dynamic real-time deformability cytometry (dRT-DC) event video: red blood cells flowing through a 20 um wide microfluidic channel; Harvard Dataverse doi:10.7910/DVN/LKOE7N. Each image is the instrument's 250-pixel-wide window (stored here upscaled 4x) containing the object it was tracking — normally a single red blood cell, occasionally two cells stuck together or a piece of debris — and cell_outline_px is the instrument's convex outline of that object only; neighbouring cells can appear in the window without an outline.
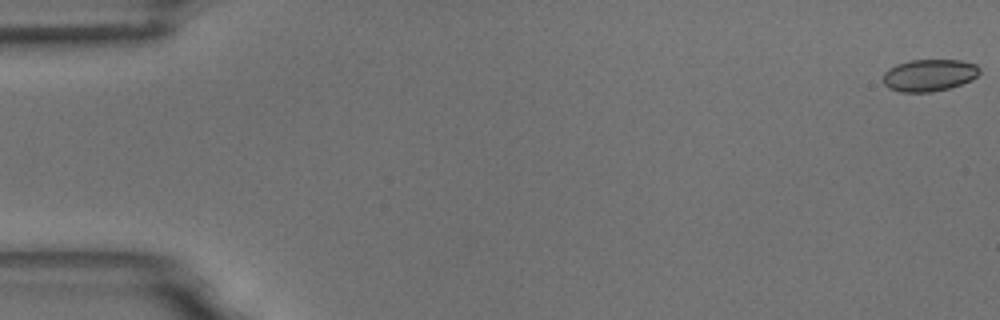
{"species": "common noctule bat (a hibernating species)", "species_latin": "Nyctalus noctula", "temperature_condition": "room temperature", "stored_images_in_passage": 16, "camera_frame_rate_fps": 3000, "um_per_image_px": 0.085, "animal": {"sex": "male", "body_mass_g": 18.8}, "frame": {"image": 1, "passage_image": 1, "time_ms": 0.0, "image_size_px": [1000, 320], "cell_outline_px": [[980, 72], [972, 80], [948, 88], [932, 92], [900, 92], [888, 88], [880, 80], [884, 72], [888, 68], [896, 64], [912, 60], [960, 60], [976, 64], [980, 68]], "centroid_in_image_um": [78.93, 6.39], "position_along_channel_um": 6.1, "area_um2": 18.21}}
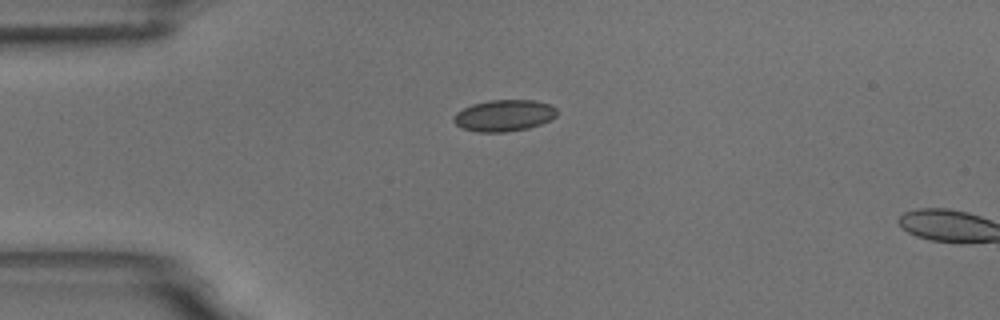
{"frame": {"image": 2, "passage_image": 14, "time_ms": 4.333, "image_size_px": [1000, 320], "cell_outline_px": [[556, 116], [540, 124], [528, 128], [508, 132], [476, 132], [460, 128], [452, 120], [452, 116], [456, 112], [472, 104], [488, 100], [536, 100], [552, 104], [556, 108]], "centroid_in_image_um": [42.81, 9.82], "position_along_channel_um": 42.2, "area_um2": 19.19}}